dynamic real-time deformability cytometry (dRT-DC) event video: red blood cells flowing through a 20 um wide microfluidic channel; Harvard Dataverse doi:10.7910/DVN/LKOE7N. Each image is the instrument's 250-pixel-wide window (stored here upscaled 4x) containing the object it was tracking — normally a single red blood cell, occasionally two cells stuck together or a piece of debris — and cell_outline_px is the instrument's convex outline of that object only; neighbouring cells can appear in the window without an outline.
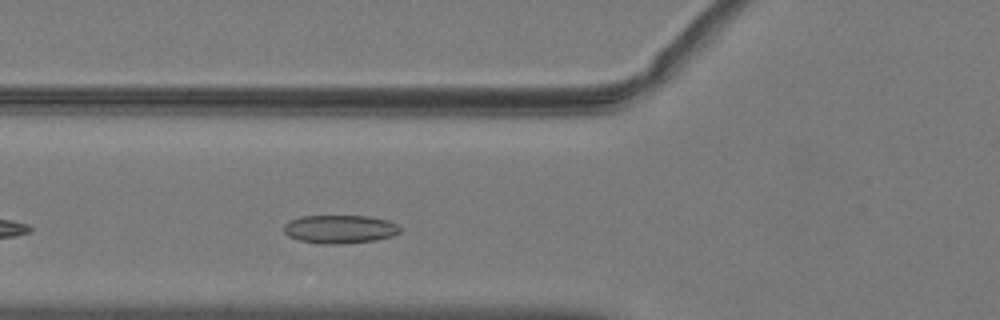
{"species": "common noctule bat (a hibernating species)", "species_latin": "Nyctalus noctula", "temperature_condition": "warm", "stored_images_in_passage": 38, "camera_frame_rate_fps": 3000, "um_per_image_px": 0.085, "animal": {"sex": "male", "body_mass_g": 19.2, "forearm_length_mm": 51.8}, "frame": {"image": 1, "passage_image": 7, "time_ms": 2.0, "image_size_px": [1000, 320], "cell_outline_px": [[400, 232], [392, 236], [376, 240], [340, 244], [324, 244], [300, 240], [288, 236], [284, 232], [284, 224], [300, 216], [368, 216], [388, 220], [396, 224], [400, 228]], "centroid_in_image_um": [28.89, 19.48], "position_along_channel_um": 96.9, "area_um2": 19.13}}
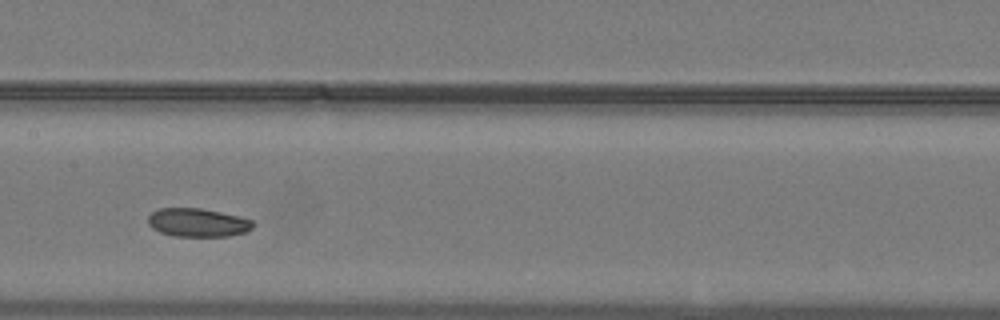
{"frame": {"image": 2, "passage_image": 14, "time_ms": 4.333, "image_size_px": [1000, 320], "cell_outline_px": [[256, 224], [248, 232], [228, 236], [172, 236], [160, 232], [152, 228], [148, 224], [148, 216], [152, 212], [160, 208], [200, 208], [220, 212], [252, 220]], "centroid_in_image_um": [16.81, 18.92], "position_along_channel_um": 190.6, "area_um2": 17.46}}
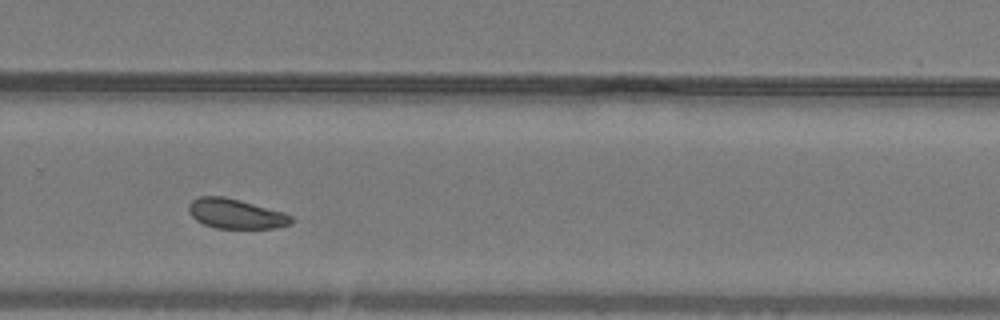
{"frame": {"image": 3, "passage_image": 23, "time_ms": 7.333, "image_size_px": [1000, 320], "cell_outline_px": [[292, 224], [276, 228], [216, 228], [204, 224], [196, 220], [188, 212], [188, 204], [192, 200], [200, 196], [224, 196], [284, 212], [292, 216]], "centroid_in_image_um": [20.03, 18.17], "position_along_channel_um": 309.8, "area_um2": 17.8}, "authors_computed_cell_mechanics": {"area_um2": 18.0047, "velocity_mm_per_s": 4.0026, "shape_relaxation_time_tau1_ms": 5.4894, "shape_relaxation_time_tau2_ms": null, "deformation_change_tau1": 0.1007, "deformation_change_tau2": null}}